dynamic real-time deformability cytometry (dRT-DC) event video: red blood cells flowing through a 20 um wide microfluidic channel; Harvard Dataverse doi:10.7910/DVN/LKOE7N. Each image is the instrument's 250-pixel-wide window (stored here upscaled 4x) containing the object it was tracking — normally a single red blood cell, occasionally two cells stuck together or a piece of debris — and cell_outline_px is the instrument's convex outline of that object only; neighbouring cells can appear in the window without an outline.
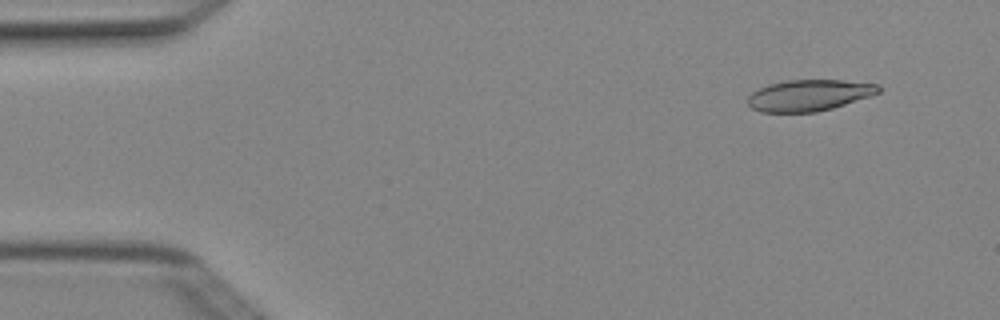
{"species": "Egyptian fruit bat (a non-hibernating species)", "species_latin": "Rousettus aegyptiacus", "temperature_condition": "cold", "stored_images_in_passage": 5, "camera_frame_rate_fps": 3000, "um_per_image_px": 0.085, "animal": {"sex": "female"}, "frame": {"image": 1, "passage_image": 2, "time_ms": 0.333, "image_size_px": [1000, 320], "cell_outline_px": [[884, 88], [880, 92], [872, 96], [832, 108], [816, 112], [760, 112], [752, 108], [748, 104], [748, 96], [752, 92], [768, 84], [788, 80], [844, 80], [880, 84]], "centroid_in_image_um": [68.83, 8.09], "position_along_channel_um": 16.2, "area_um2": 24.04}}
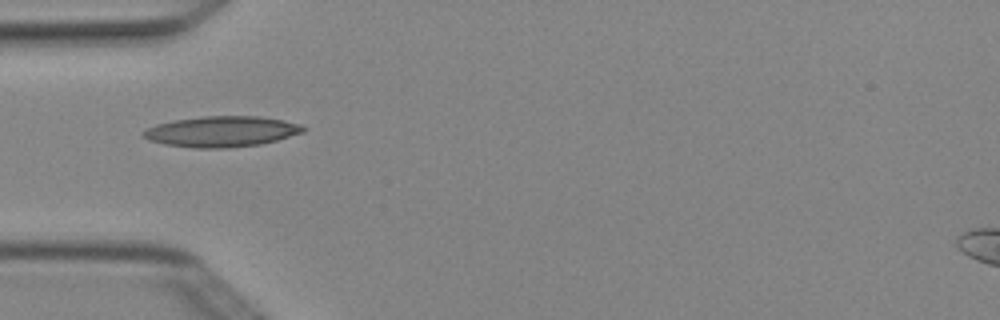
{"frame": {"image": 2, "passage_image": 5, "time_ms": 1.333, "image_size_px": [1000, 320], "cell_outline_px": [[308, 128], [304, 132], [276, 140], [260, 144], [228, 148], [196, 148], [164, 144], [148, 140], [140, 136], [148, 128], [156, 124], [176, 120], [204, 116], [260, 116], [300, 124]], "centroid_in_image_um": [18.84, 11.18], "position_along_channel_um": 66.2, "area_um2": 28.5}}